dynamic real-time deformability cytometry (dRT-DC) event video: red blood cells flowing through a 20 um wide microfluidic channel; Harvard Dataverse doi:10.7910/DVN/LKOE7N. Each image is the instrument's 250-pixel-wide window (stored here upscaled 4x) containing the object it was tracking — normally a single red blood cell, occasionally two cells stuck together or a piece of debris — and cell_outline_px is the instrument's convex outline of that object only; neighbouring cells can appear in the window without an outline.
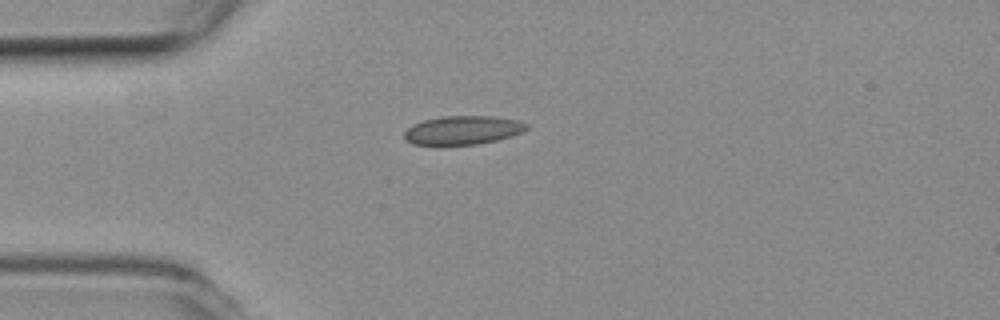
{"species": "common noctule bat (a hibernating species)", "species_latin": "Nyctalus noctula", "temperature_condition": "room temperature", "stored_images_in_passage": 4, "camera_frame_rate_fps": 3000, "um_per_image_px": 0.085, "animal": {"sex": "female", "body_mass_g": 19.3, "forearm_length_mm": 54.1}, "frame": {"image": 1, "passage_image": 1, "time_ms": 0.0, "image_size_px": [1000, 320], "cell_outline_px": [[528, 128], [512, 136], [480, 144], [440, 148], [412, 144], [404, 136], [404, 132], [412, 124], [424, 120], [444, 116], [492, 116], [520, 120], [528, 124]], "centroid_in_image_um": [39.29, 11.11], "position_along_channel_um": 45.7, "area_um2": 21.27}}
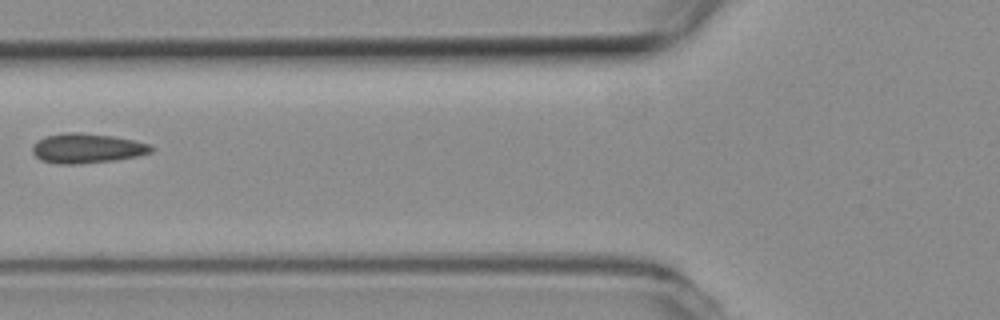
{"frame": {"image": 2, "passage_image": 3, "time_ms": 0.667, "image_size_px": [1000, 320], "cell_outline_px": [[152, 152], [136, 156], [116, 160], [80, 164], [56, 164], [40, 160], [32, 152], [32, 144], [36, 140], [44, 136], [64, 132], [76, 132], [112, 136], [132, 140], [148, 144], [152, 148]], "centroid_in_image_um": [7.31, 12.61], "position_along_channel_um": 118.5, "area_um2": 20.63}}
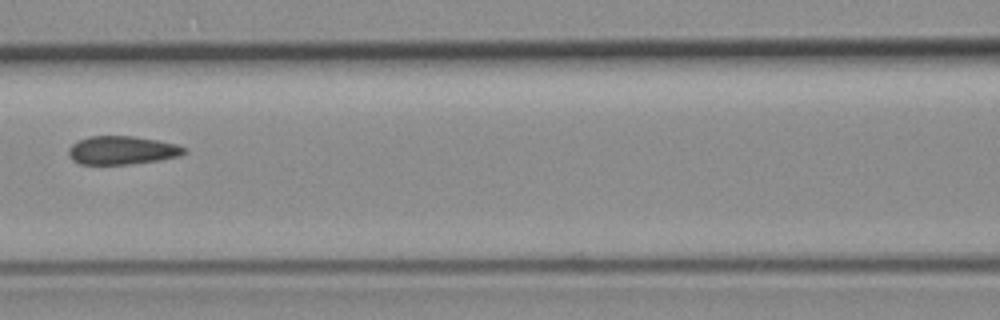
{"frame": {"image": 3, "passage_image": 4, "time_ms": 1.0, "image_size_px": [1000, 320], "cell_outline_px": [[188, 152], [176, 156], [160, 160], [128, 164], [80, 164], [72, 160], [68, 156], [68, 148], [72, 144], [88, 136], [132, 136], [156, 140], [176, 144], [188, 148]], "centroid_in_image_um": [10.36, 12.77], "position_along_channel_um": 156.2, "area_um2": 19.13}}